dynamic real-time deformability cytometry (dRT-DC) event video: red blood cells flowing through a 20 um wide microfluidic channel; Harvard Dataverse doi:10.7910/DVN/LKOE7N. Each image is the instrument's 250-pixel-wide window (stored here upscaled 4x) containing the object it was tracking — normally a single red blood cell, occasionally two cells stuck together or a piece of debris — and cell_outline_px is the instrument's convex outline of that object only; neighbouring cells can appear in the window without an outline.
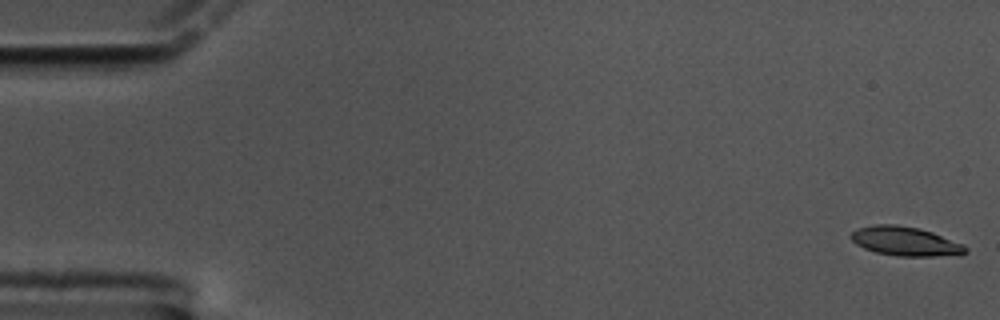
{"species": "common noctule bat (a hibernating species)", "species_latin": "Nyctalus noctula", "temperature_condition": "cold", "stored_images_in_passage": 60, "camera_frame_rate_fps": 3000, "um_per_image_px": 0.085, "animal": {"sex": "male", "body_mass_g": 17.5, "forearm_length_mm": 52.3}, "frame": {"image": 1, "passage_image": 1, "time_ms": 0.0, "image_size_px": [1000, 320], "cell_outline_px": [[968, 252], [960, 256], [896, 256], [876, 252], [864, 248], [856, 244], [848, 236], [852, 232], [860, 228], [876, 224], [896, 224], [920, 228], [932, 232], [964, 244], [968, 248]], "centroid_in_image_um": [77.01, 20.52], "position_along_channel_um": 8.0, "area_um2": 19.71}}
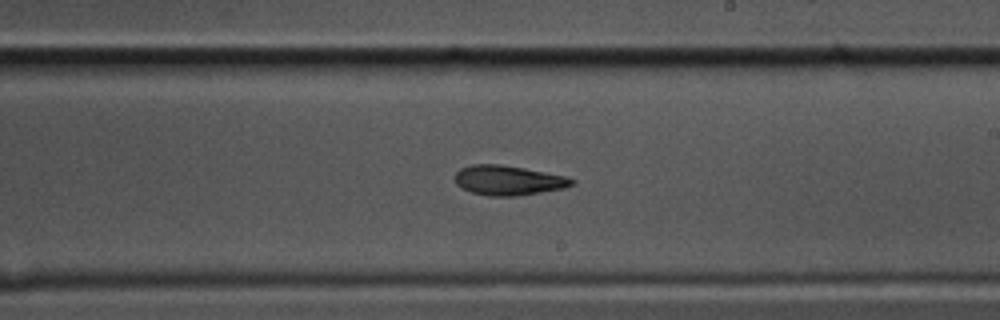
{"frame": {"image": 2, "passage_image": 35, "time_ms": 11.333, "image_size_px": [1000, 320], "cell_outline_px": [[576, 184], [564, 188], [520, 196], [488, 196], [472, 192], [456, 184], [456, 172], [460, 168], [472, 164], [500, 164], [524, 168], [568, 176], [576, 180]], "centroid_in_image_um": [43.26, 15.33], "position_along_channel_um": 245.7, "area_um2": 20.4}}
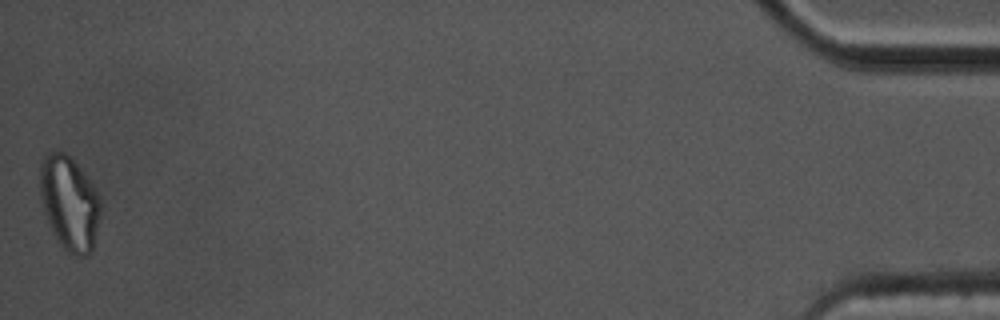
{"frame": {"image": 3, "passage_image": 60, "time_ms": 19.667, "image_size_px": [1000, 320], "cell_outline_px": [[100, 216], [92, 252], [88, 256], [76, 256], [68, 252], [60, 244], [52, 232], [48, 224], [40, 200], [40, 160], [44, 152], [52, 148], [64, 152], [84, 172], [100, 196]], "centroid_in_image_um": [5.87, 17.23], "position_along_channel_um": 429.3, "area_um2": 33.81}, "authors_computed_cell_mechanics": {"area_um2": 20.2878, "velocity_mm_per_s": 3.34, "shape_relaxation_time_tau1_ms": 7.57, "shape_relaxation_time_tau2_ms": 5.3487, "deformation_change_tau1": 0.2042, "deformation_change_tau2": 0.1438}}